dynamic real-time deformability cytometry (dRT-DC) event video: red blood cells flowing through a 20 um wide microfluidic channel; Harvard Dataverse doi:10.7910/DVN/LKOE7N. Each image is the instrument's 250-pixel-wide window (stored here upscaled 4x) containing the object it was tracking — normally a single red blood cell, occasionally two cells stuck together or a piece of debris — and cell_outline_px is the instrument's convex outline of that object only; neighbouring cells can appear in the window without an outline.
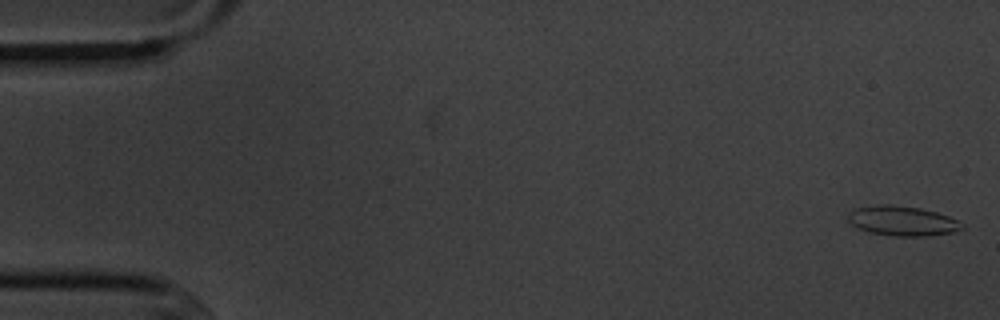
{"species": "common noctule bat (a hibernating species)", "species_latin": "Nyctalus noctula", "temperature_condition": "cold", "stored_images_in_passage": 5, "camera_frame_rate_fps": 3000, "um_per_image_px": 0.085, "animal": {"sex": "male", "body_mass_g": 20.1, "forearm_length_mm": 53.5}, "frame": {"image": 1, "passage_image": 1, "time_ms": 0.0, "image_size_px": [1000, 320], "cell_outline_px": [[964, 228], [956, 232], [928, 236], [892, 236], [868, 232], [856, 228], [848, 220], [848, 212], [856, 208], [880, 204], [888, 204], [920, 208], [936, 212], [948, 216], [964, 224]], "centroid_in_image_um": [76.7, 18.79], "position_along_channel_um": 8.3, "area_um2": 19.94}}
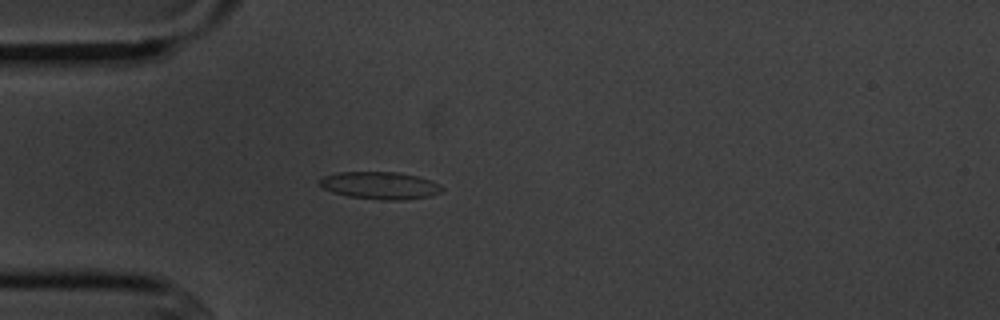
{"frame": {"image": 2, "passage_image": 5, "time_ms": 4.667, "image_size_px": [1000, 320], "cell_outline_px": [[444, 188], [440, 192], [428, 196], [404, 200], [380, 200], [348, 196], [332, 192], [324, 188], [320, 184], [320, 180], [324, 176], [336, 172], [400, 172], [416, 176], [440, 184]], "centroid_in_image_um": [32.3, 15.76], "position_along_channel_um": 52.7, "area_um2": 19.42}}